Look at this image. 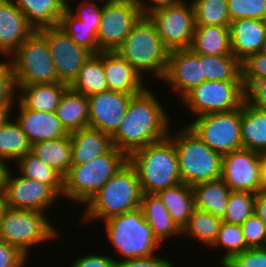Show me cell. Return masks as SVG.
<instances>
[{
	"label": "cell",
	"instance_id": "49",
	"mask_svg": "<svg viewBox=\"0 0 266 267\" xmlns=\"http://www.w3.org/2000/svg\"><path fill=\"white\" fill-rule=\"evenodd\" d=\"M244 91L246 103L252 107L266 110V78L252 81Z\"/></svg>",
	"mask_w": 266,
	"mask_h": 267
},
{
	"label": "cell",
	"instance_id": "51",
	"mask_svg": "<svg viewBox=\"0 0 266 267\" xmlns=\"http://www.w3.org/2000/svg\"><path fill=\"white\" fill-rule=\"evenodd\" d=\"M118 258L109 254H86L76 258L70 267H116Z\"/></svg>",
	"mask_w": 266,
	"mask_h": 267
},
{
	"label": "cell",
	"instance_id": "6",
	"mask_svg": "<svg viewBox=\"0 0 266 267\" xmlns=\"http://www.w3.org/2000/svg\"><path fill=\"white\" fill-rule=\"evenodd\" d=\"M127 162L128 156L112 146L105 154L97 156L90 162L71 165L63 176L62 197L85 205Z\"/></svg>",
	"mask_w": 266,
	"mask_h": 267
},
{
	"label": "cell",
	"instance_id": "42",
	"mask_svg": "<svg viewBox=\"0 0 266 267\" xmlns=\"http://www.w3.org/2000/svg\"><path fill=\"white\" fill-rule=\"evenodd\" d=\"M231 21L241 18L266 20V0H227Z\"/></svg>",
	"mask_w": 266,
	"mask_h": 267
},
{
	"label": "cell",
	"instance_id": "24",
	"mask_svg": "<svg viewBox=\"0 0 266 267\" xmlns=\"http://www.w3.org/2000/svg\"><path fill=\"white\" fill-rule=\"evenodd\" d=\"M16 87L18 91L16 100L25 109L56 112L59 101L68 88V85L61 82H54Z\"/></svg>",
	"mask_w": 266,
	"mask_h": 267
},
{
	"label": "cell",
	"instance_id": "11",
	"mask_svg": "<svg viewBox=\"0 0 266 267\" xmlns=\"http://www.w3.org/2000/svg\"><path fill=\"white\" fill-rule=\"evenodd\" d=\"M190 122L187 125L213 151L224 155L242 148L241 107L204 114Z\"/></svg>",
	"mask_w": 266,
	"mask_h": 267
},
{
	"label": "cell",
	"instance_id": "55",
	"mask_svg": "<svg viewBox=\"0 0 266 267\" xmlns=\"http://www.w3.org/2000/svg\"><path fill=\"white\" fill-rule=\"evenodd\" d=\"M9 166L10 165H7L4 161L0 160V193H3L4 179Z\"/></svg>",
	"mask_w": 266,
	"mask_h": 267
},
{
	"label": "cell",
	"instance_id": "4",
	"mask_svg": "<svg viewBox=\"0 0 266 267\" xmlns=\"http://www.w3.org/2000/svg\"><path fill=\"white\" fill-rule=\"evenodd\" d=\"M144 78L151 73L160 79L165 74L170 50L164 45L154 23L148 16H141L131 32L115 50Z\"/></svg>",
	"mask_w": 266,
	"mask_h": 267
},
{
	"label": "cell",
	"instance_id": "26",
	"mask_svg": "<svg viewBox=\"0 0 266 267\" xmlns=\"http://www.w3.org/2000/svg\"><path fill=\"white\" fill-rule=\"evenodd\" d=\"M56 115L69 134L89 127L88 97L68 87L59 101Z\"/></svg>",
	"mask_w": 266,
	"mask_h": 267
},
{
	"label": "cell",
	"instance_id": "53",
	"mask_svg": "<svg viewBox=\"0 0 266 267\" xmlns=\"http://www.w3.org/2000/svg\"><path fill=\"white\" fill-rule=\"evenodd\" d=\"M254 212L266 225V193L261 190L256 193Z\"/></svg>",
	"mask_w": 266,
	"mask_h": 267
},
{
	"label": "cell",
	"instance_id": "50",
	"mask_svg": "<svg viewBox=\"0 0 266 267\" xmlns=\"http://www.w3.org/2000/svg\"><path fill=\"white\" fill-rule=\"evenodd\" d=\"M158 256L155 254L149 257L126 260H122L121 258L116 261V267H175L171 262L172 260Z\"/></svg>",
	"mask_w": 266,
	"mask_h": 267
},
{
	"label": "cell",
	"instance_id": "2",
	"mask_svg": "<svg viewBox=\"0 0 266 267\" xmlns=\"http://www.w3.org/2000/svg\"><path fill=\"white\" fill-rule=\"evenodd\" d=\"M142 191L133 166L127 162L83 205L82 222L104 221L140 208Z\"/></svg>",
	"mask_w": 266,
	"mask_h": 267
},
{
	"label": "cell",
	"instance_id": "59",
	"mask_svg": "<svg viewBox=\"0 0 266 267\" xmlns=\"http://www.w3.org/2000/svg\"><path fill=\"white\" fill-rule=\"evenodd\" d=\"M263 51L266 52V40H265V45H264Z\"/></svg>",
	"mask_w": 266,
	"mask_h": 267
},
{
	"label": "cell",
	"instance_id": "3",
	"mask_svg": "<svg viewBox=\"0 0 266 267\" xmlns=\"http://www.w3.org/2000/svg\"><path fill=\"white\" fill-rule=\"evenodd\" d=\"M128 162L136 171L142 193L156 194L181 182L177 151L169 137L134 151Z\"/></svg>",
	"mask_w": 266,
	"mask_h": 267
},
{
	"label": "cell",
	"instance_id": "46",
	"mask_svg": "<svg viewBox=\"0 0 266 267\" xmlns=\"http://www.w3.org/2000/svg\"><path fill=\"white\" fill-rule=\"evenodd\" d=\"M101 4L102 5L98 3L96 4L95 1L91 0H81L75 12L71 5H66V8L76 18H78L80 21L84 22V24H87L88 26H93V29L98 32L103 10V3Z\"/></svg>",
	"mask_w": 266,
	"mask_h": 267
},
{
	"label": "cell",
	"instance_id": "34",
	"mask_svg": "<svg viewBox=\"0 0 266 267\" xmlns=\"http://www.w3.org/2000/svg\"><path fill=\"white\" fill-rule=\"evenodd\" d=\"M18 173L25 178L35 179L50 186L62 198L63 176L54 168L29 151L14 163Z\"/></svg>",
	"mask_w": 266,
	"mask_h": 267
},
{
	"label": "cell",
	"instance_id": "36",
	"mask_svg": "<svg viewBox=\"0 0 266 267\" xmlns=\"http://www.w3.org/2000/svg\"><path fill=\"white\" fill-rule=\"evenodd\" d=\"M222 219L216 217L211 213L204 212L198 209H195L190 218L188 219L187 224L181 230V235L191 236L205 245V247H211L215 242Z\"/></svg>",
	"mask_w": 266,
	"mask_h": 267
},
{
	"label": "cell",
	"instance_id": "48",
	"mask_svg": "<svg viewBox=\"0 0 266 267\" xmlns=\"http://www.w3.org/2000/svg\"><path fill=\"white\" fill-rule=\"evenodd\" d=\"M28 258L19 248L0 239V267H24Z\"/></svg>",
	"mask_w": 266,
	"mask_h": 267
},
{
	"label": "cell",
	"instance_id": "47",
	"mask_svg": "<svg viewBox=\"0 0 266 267\" xmlns=\"http://www.w3.org/2000/svg\"><path fill=\"white\" fill-rule=\"evenodd\" d=\"M221 267H266V247L246 249L233 255Z\"/></svg>",
	"mask_w": 266,
	"mask_h": 267
},
{
	"label": "cell",
	"instance_id": "54",
	"mask_svg": "<svg viewBox=\"0 0 266 267\" xmlns=\"http://www.w3.org/2000/svg\"><path fill=\"white\" fill-rule=\"evenodd\" d=\"M13 107L14 106H0V127L6 125L10 121Z\"/></svg>",
	"mask_w": 266,
	"mask_h": 267
},
{
	"label": "cell",
	"instance_id": "57",
	"mask_svg": "<svg viewBox=\"0 0 266 267\" xmlns=\"http://www.w3.org/2000/svg\"><path fill=\"white\" fill-rule=\"evenodd\" d=\"M7 205L5 203V199L2 193H0V230H1V223L4 211L6 210Z\"/></svg>",
	"mask_w": 266,
	"mask_h": 267
},
{
	"label": "cell",
	"instance_id": "19",
	"mask_svg": "<svg viewBox=\"0 0 266 267\" xmlns=\"http://www.w3.org/2000/svg\"><path fill=\"white\" fill-rule=\"evenodd\" d=\"M35 31L12 0H0V55L11 57Z\"/></svg>",
	"mask_w": 266,
	"mask_h": 267
},
{
	"label": "cell",
	"instance_id": "18",
	"mask_svg": "<svg viewBox=\"0 0 266 267\" xmlns=\"http://www.w3.org/2000/svg\"><path fill=\"white\" fill-rule=\"evenodd\" d=\"M132 96L111 90L88 96L89 127L111 136L123 121Z\"/></svg>",
	"mask_w": 266,
	"mask_h": 267
},
{
	"label": "cell",
	"instance_id": "10",
	"mask_svg": "<svg viewBox=\"0 0 266 267\" xmlns=\"http://www.w3.org/2000/svg\"><path fill=\"white\" fill-rule=\"evenodd\" d=\"M245 101L242 81H204L190 90L181 100L193 116L231 111Z\"/></svg>",
	"mask_w": 266,
	"mask_h": 267
},
{
	"label": "cell",
	"instance_id": "1",
	"mask_svg": "<svg viewBox=\"0 0 266 267\" xmlns=\"http://www.w3.org/2000/svg\"><path fill=\"white\" fill-rule=\"evenodd\" d=\"M153 93L146 88L133 95L123 121L111 135L113 146L127 156L169 135L170 117Z\"/></svg>",
	"mask_w": 266,
	"mask_h": 267
},
{
	"label": "cell",
	"instance_id": "14",
	"mask_svg": "<svg viewBox=\"0 0 266 267\" xmlns=\"http://www.w3.org/2000/svg\"><path fill=\"white\" fill-rule=\"evenodd\" d=\"M11 171L10 166L4 179L3 196L7 207L48 212L55 206L59 195L48 185L28 179Z\"/></svg>",
	"mask_w": 266,
	"mask_h": 267
},
{
	"label": "cell",
	"instance_id": "45",
	"mask_svg": "<svg viewBox=\"0 0 266 267\" xmlns=\"http://www.w3.org/2000/svg\"><path fill=\"white\" fill-rule=\"evenodd\" d=\"M17 87L11 62H0V106H13ZM16 95V96H15Z\"/></svg>",
	"mask_w": 266,
	"mask_h": 267
},
{
	"label": "cell",
	"instance_id": "41",
	"mask_svg": "<svg viewBox=\"0 0 266 267\" xmlns=\"http://www.w3.org/2000/svg\"><path fill=\"white\" fill-rule=\"evenodd\" d=\"M256 194L248 191H231L222 221L241 225L254 213Z\"/></svg>",
	"mask_w": 266,
	"mask_h": 267
},
{
	"label": "cell",
	"instance_id": "22",
	"mask_svg": "<svg viewBox=\"0 0 266 267\" xmlns=\"http://www.w3.org/2000/svg\"><path fill=\"white\" fill-rule=\"evenodd\" d=\"M103 69L111 91L136 95L148 87L141 74L116 51H103Z\"/></svg>",
	"mask_w": 266,
	"mask_h": 267
},
{
	"label": "cell",
	"instance_id": "20",
	"mask_svg": "<svg viewBox=\"0 0 266 267\" xmlns=\"http://www.w3.org/2000/svg\"><path fill=\"white\" fill-rule=\"evenodd\" d=\"M232 55L240 62L262 52L266 40V20L241 18L229 26Z\"/></svg>",
	"mask_w": 266,
	"mask_h": 267
},
{
	"label": "cell",
	"instance_id": "43",
	"mask_svg": "<svg viewBox=\"0 0 266 267\" xmlns=\"http://www.w3.org/2000/svg\"><path fill=\"white\" fill-rule=\"evenodd\" d=\"M241 78L244 89L252 81L266 78V52L250 55L241 62Z\"/></svg>",
	"mask_w": 266,
	"mask_h": 267
},
{
	"label": "cell",
	"instance_id": "17",
	"mask_svg": "<svg viewBox=\"0 0 266 267\" xmlns=\"http://www.w3.org/2000/svg\"><path fill=\"white\" fill-rule=\"evenodd\" d=\"M162 81L176 92L180 101L190 90L205 81L200 54L190 49L171 50Z\"/></svg>",
	"mask_w": 266,
	"mask_h": 267
},
{
	"label": "cell",
	"instance_id": "25",
	"mask_svg": "<svg viewBox=\"0 0 266 267\" xmlns=\"http://www.w3.org/2000/svg\"><path fill=\"white\" fill-rule=\"evenodd\" d=\"M140 208L153 235L162 245L167 239L181 235V229L172 220L167 207L156 194L142 193Z\"/></svg>",
	"mask_w": 266,
	"mask_h": 267
},
{
	"label": "cell",
	"instance_id": "30",
	"mask_svg": "<svg viewBox=\"0 0 266 267\" xmlns=\"http://www.w3.org/2000/svg\"><path fill=\"white\" fill-rule=\"evenodd\" d=\"M36 30L56 27L66 9V0H12Z\"/></svg>",
	"mask_w": 266,
	"mask_h": 267
},
{
	"label": "cell",
	"instance_id": "8",
	"mask_svg": "<svg viewBox=\"0 0 266 267\" xmlns=\"http://www.w3.org/2000/svg\"><path fill=\"white\" fill-rule=\"evenodd\" d=\"M46 213L7 207L2 217L0 239L29 257L33 246L60 238L59 230L48 220Z\"/></svg>",
	"mask_w": 266,
	"mask_h": 267
},
{
	"label": "cell",
	"instance_id": "13",
	"mask_svg": "<svg viewBox=\"0 0 266 267\" xmlns=\"http://www.w3.org/2000/svg\"><path fill=\"white\" fill-rule=\"evenodd\" d=\"M141 16L135 0H112L103 3L97 32L98 52L115 51Z\"/></svg>",
	"mask_w": 266,
	"mask_h": 267
},
{
	"label": "cell",
	"instance_id": "35",
	"mask_svg": "<svg viewBox=\"0 0 266 267\" xmlns=\"http://www.w3.org/2000/svg\"><path fill=\"white\" fill-rule=\"evenodd\" d=\"M29 151L31 143L15 119L0 127V160L9 165Z\"/></svg>",
	"mask_w": 266,
	"mask_h": 267
},
{
	"label": "cell",
	"instance_id": "37",
	"mask_svg": "<svg viewBox=\"0 0 266 267\" xmlns=\"http://www.w3.org/2000/svg\"><path fill=\"white\" fill-rule=\"evenodd\" d=\"M200 62L205 81H242L241 62L233 55L200 54Z\"/></svg>",
	"mask_w": 266,
	"mask_h": 267
},
{
	"label": "cell",
	"instance_id": "32",
	"mask_svg": "<svg viewBox=\"0 0 266 267\" xmlns=\"http://www.w3.org/2000/svg\"><path fill=\"white\" fill-rule=\"evenodd\" d=\"M68 87L87 97L109 90L103 69V51L92 55L86 61Z\"/></svg>",
	"mask_w": 266,
	"mask_h": 267
},
{
	"label": "cell",
	"instance_id": "5",
	"mask_svg": "<svg viewBox=\"0 0 266 267\" xmlns=\"http://www.w3.org/2000/svg\"><path fill=\"white\" fill-rule=\"evenodd\" d=\"M168 137L174 142L181 182L190 186L220 179L223 155L210 149L187 125Z\"/></svg>",
	"mask_w": 266,
	"mask_h": 267
},
{
	"label": "cell",
	"instance_id": "21",
	"mask_svg": "<svg viewBox=\"0 0 266 267\" xmlns=\"http://www.w3.org/2000/svg\"><path fill=\"white\" fill-rule=\"evenodd\" d=\"M18 111L17 118L14 119L31 144L70 135L57 118L56 112L25 109L20 103Z\"/></svg>",
	"mask_w": 266,
	"mask_h": 267
},
{
	"label": "cell",
	"instance_id": "31",
	"mask_svg": "<svg viewBox=\"0 0 266 267\" xmlns=\"http://www.w3.org/2000/svg\"><path fill=\"white\" fill-rule=\"evenodd\" d=\"M156 195L167 207L172 220L182 230L195 210L192 187L180 182L175 186L160 190Z\"/></svg>",
	"mask_w": 266,
	"mask_h": 267
},
{
	"label": "cell",
	"instance_id": "40",
	"mask_svg": "<svg viewBox=\"0 0 266 267\" xmlns=\"http://www.w3.org/2000/svg\"><path fill=\"white\" fill-rule=\"evenodd\" d=\"M195 10V25L230 26L227 0H191Z\"/></svg>",
	"mask_w": 266,
	"mask_h": 267
},
{
	"label": "cell",
	"instance_id": "44",
	"mask_svg": "<svg viewBox=\"0 0 266 267\" xmlns=\"http://www.w3.org/2000/svg\"><path fill=\"white\" fill-rule=\"evenodd\" d=\"M241 228L248 248L266 246V225L255 212L241 224Z\"/></svg>",
	"mask_w": 266,
	"mask_h": 267
},
{
	"label": "cell",
	"instance_id": "27",
	"mask_svg": "<svg viewBox=\"0 0 266 267\" xmlns=\"http://www.w3.org/2000/svg\"><path fill=\"white\" fill-rule=\"evenodd\" d=\"M189 49L195 54L232 55L229 27L195 25Z\"/></svg>",
	"mask_w": 266,
	"mask_h": 267
},
{
	"label": "cell",
	"instance_id": "12",
	"mask_svg": "<svg viewBox=\"0 0 266 267\" xmlns=\"http://www.w3.org/2000/svg\"><path fill=\"white\" fill-rule=\"evenodd\" d=\"M164 45L171 51L189 49L195 30V10L192 2L181 1L148 15Z\"/></svg>",
	"mask_w": 266,
	"mask_h": 267
},
{
	"label": "cell",
	"instance_id": "16",
	"mask_svg": "<svg viewBox=\"0 0 266 267\" xmlns=\"http://www.w3.org/2000/svg\"><path fill=\"white\" fill-rule=\"evenodd\" d=\"M262 153L240 148L224 154L221 178L231 191L257 193L262 185Z\"/></svg>",
	"mask_w": 266,
	"mask_h": 267
},
{
	"label": "cell",
	"instance_id": "7",
	"mask_svg": "<svg viewBox=\"0 0 266 267\" xmlns=\"http://www.w3.org/2000/svg\"><path fill=\"white\" fill-rule=\"evenodd\" d=\"M103 223L107 239L122 260L149 257L164 246L153 235L141 208L115 215Z\"/></svg>",
	"mask_w": 266,
	"mask_h": 267
},
{
	"label": "cell",
	"instance_id": "15",
	"mask_svg": "<svg viewBox=\"0 0 266 267\" xmlns=\"http://www.w3.org/2000/svg\"><path fill=\"white\" fill-rule=\"evenodd\" d=\"M37 31L47 41L58 81L69 86L93 54L74 42L59 26L43 27Z\"/></svg>",
	"mask_w": 266,
	"mask_h": 267
},
{
	"label": "cell",
	"instance_id": "39",
	"mask_svg": "<svg viewBox=\"0 0 266 267\" xmlns=\"http://www.w3.org/2000/svg\"><path fill=\"white\" fill-rule=\"evenodd\" d=\"M79 46L90 51L93 55L98 53L97 32L93 26L80 21L66 8L58 25Z\"/></svg>",
	"mask_w": 266,
	"mask_h": 267
},
{
	"label": "cell",
	"instance_id": "52",
	"mask_svg": "<svg viewBox=\"0 0 266 267\" xmlns=\"http://www.w3.org/2000/svg\"><path fill=\"white\" fill-rule=\"evenodd\" d=\"M142 16H148L159 9L176 6L183 0H135Z\"/></svg>",
	"mask_w": 266,
	"mask_h": 267
},
{
	"label": "cell",
	"instance_id": "33",
	"mask_svg": "<svg viewBox=\"0 0 266 267\" xmlns=\"http://www.w3.org/2000/svg\"><path fill=\"white\" fill-rule=\"evenodd\" d=\"M31 152L64 176L71 167V138H56L31 144Z\"/></svg>",
	"mask_w": 266,
	"mask_h": 267
},
{
	"label": "cell",
	"instance_id": "58",
	"mask_svg": "<svg viewBox=\"0 0 266 267\" xmlns=\"http://www.w3.org/2000/svg\"><path fill=\"white\" fill-rule=\"evenodd\" d=\"M70 1H74V0H66V5H70ZM80 1V0H79ZM91 1H96V0H91ZM109 1H112V0H97V2H102V3H105V2H109Z\"/></svg>",
	"mask_w": 266,
	"mask_h": 267
},
{
	"label": "cell",
	"instance_id": "23",
	"mask_svg": "<svg viewBox=\"0 0 266 267\" xmlns=\"http://www.w3.org/2000/svg\"><path fill=\"white\" fill-rule=\"evenodd\" d=\"M70 138L72 165L90 162L113 146L110 135L91 127L70 133Z\"/></svg>",
	"mask_w": 266,
	"mask_h": 267
},
{
	"label": "cell",
	"instance_id": "29",
	"mask_svg": "<svg viewBox=\"0 0 266 267\" xmlns=\"http://www.w3.org/2000/svg\"><path fill=\"white\" fill-rule=\"evenodd\" d=\"M242 148L266 152V110L252 107L245 101L241 106Z\"/></svg>",
	"mask_w": 266,
	"mask_h": 267
},
{
	"label": "cell",
	"instance_id": "56",
	"mask_svg": "<svg viewBox=\"0 0 266 267\" xmlns=\"http://www.w3.org/2000/svg\"><path fill=\"white\" fill-rule=\"evenodd\" d=\"M263 157V172H262V185L261 191L266 193V152L262 154Z\"/></svg>",
	"mask_w": 266,
	"mask_h": 267
},
{
	"label": "cell",
	"instance_id": "9",
	"mask_svg": "<svg viewBox=\"0 0 266 267\" xmlns=\"http://www.w3.org/2000/svg\"><path fill=\"white\" fill-rule=\"evenodd\" d=\"M11 56L16 86L59 82L47 41L37 30Z\"/></svg>",
	"mask_w": 266,
	"mask_h": 267
},
{
	"label": "cell",
	"instance_id": "28",
	"mask_svg": "<svg viewBox=\"0 0 266 267\" xmlns=\"http://www.w3.org/2000/svg\"><path fill=\"white\" fill-rule=\"evenodd\" d=\"M195 209L223 219L231 193L222 178L192 185Z\"/></svg>",
	"mask_w": 266,
	"mask_h": 267
},
{
	"label": "cell",
	"instance_id": "38",
	"mask_svg": "<svg viewBox=\"0 0 266 267\" xmlns=\"http://www.w3.org/2000/svg\"><path fill=\"white\" fill-rule=\"evenodd\" d=\"M220 247H224L225 251L222 253L221 258L217 259L218 265H220L218 267H221L233 255L249 249L245 242L241 225L222 221L218 236L210 248L216 250Z\"/></svg>",
	"mask_w": 266,
	"mask_h": 267
}]
</instances>
